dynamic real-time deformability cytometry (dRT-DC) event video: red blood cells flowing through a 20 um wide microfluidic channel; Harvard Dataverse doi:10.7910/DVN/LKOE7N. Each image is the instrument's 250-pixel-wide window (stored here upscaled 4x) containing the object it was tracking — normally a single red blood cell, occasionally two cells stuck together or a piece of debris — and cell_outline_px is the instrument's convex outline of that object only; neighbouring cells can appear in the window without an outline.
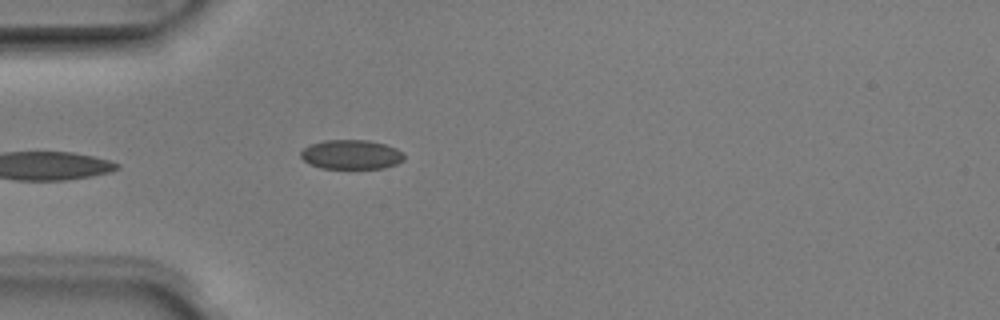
{"species": "Egyptian fruit bat (a non-hibernating species)", "species_latin": "Rousettus aegyptiacus", "temperature_condition": "room temperature", "stored_images_in_passage": 3, "camera_frame_rate_fps": 3000, "um_per_image_px": 0.085, "animal": {"sex": "male"}, "frame": {"image": 1, "passage_image": 3, "time_ms": 0.667, "image_size_px": [1000, 320], "cell_outline_px": [[404, 160], [396, 164], [384, 168], [320, 168], [308, 164], [300, 156], [300, 152], [304, 148], [312, 144], [324, 140], [368, 140], [384, 144], [396, 148], [404, 152]], "centroid_in_image_um": [29.86, 13.14], "position_along_channel_um": 55.1, "area_um2": 17.74}}